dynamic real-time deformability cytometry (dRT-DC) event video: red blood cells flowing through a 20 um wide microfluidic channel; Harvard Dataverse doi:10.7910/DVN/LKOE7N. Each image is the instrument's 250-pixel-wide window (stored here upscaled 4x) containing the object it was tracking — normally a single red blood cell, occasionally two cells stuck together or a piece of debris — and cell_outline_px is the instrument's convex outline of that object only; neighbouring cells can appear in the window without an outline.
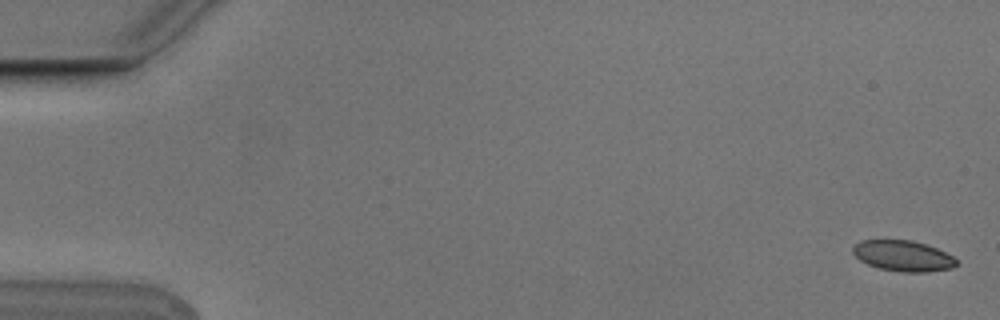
{"species": "Egyptian fruit bat (a non-hibernating species)", "species_latin": "Rousettus aegyptiacus", "temperature_condition": "cold", "stored_images_in_passage": 6, "segment_of_instrument_passage": [2, 2], "camera_frame_rate_fps": 3000, "um_per_image_px": 0.085, "animal": {"sex": "male"}, "frame": {"image": 1, "passage_image": 6, "time_ms": 1.667, "image_size_px": [1000, 320], "cell_outline_px": [[960, 264], [952, 268], [928, 272], [900, 272], [880, 268], [868, 264], [860, 260], [852, 252], [852, 248], [860, 240], [912, 240], [936, 248], [952, 256]], "centroid_in_image_um": [76.77, 21.75], "position_along_channel_um": 8.2, "area_um2": 18.5}}